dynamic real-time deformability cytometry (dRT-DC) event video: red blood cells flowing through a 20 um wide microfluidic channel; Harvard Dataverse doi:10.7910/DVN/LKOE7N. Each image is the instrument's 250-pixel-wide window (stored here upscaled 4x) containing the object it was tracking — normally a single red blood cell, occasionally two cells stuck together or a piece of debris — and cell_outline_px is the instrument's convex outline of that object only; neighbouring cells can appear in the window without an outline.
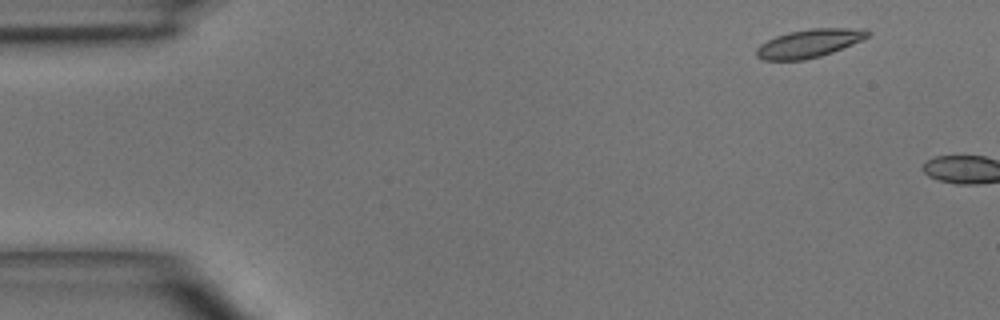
{"species": "common noctule bat (a hibernating species)", "species_latin": "Nyctalus noctula", "temperature_condition": "room temperature", "stored_images_in_passage": 2, "camera_frame_rate_fps": 3000, "um_per_image_px": 0.085, "animal": {"sex": "male", "body_mass_g": 15.6}, "frame": {"image": 1, "passage_image": 1, "time_ms": 0.0, "image_size_px": [1000, 320], "cell_outline_px": [[872, 32], [868, 36], [852, 44], [832, 52], [820, 56], [804, 60], [764, 60], [756, 56], [756, 48], [760, 44], [776, 36], [788, 32], [812, 28], [864, 28]], "centroid_in_image_um": [68.77, 3.68], "position_along_channel_um": 16.2, "area_um2": 18.26}}